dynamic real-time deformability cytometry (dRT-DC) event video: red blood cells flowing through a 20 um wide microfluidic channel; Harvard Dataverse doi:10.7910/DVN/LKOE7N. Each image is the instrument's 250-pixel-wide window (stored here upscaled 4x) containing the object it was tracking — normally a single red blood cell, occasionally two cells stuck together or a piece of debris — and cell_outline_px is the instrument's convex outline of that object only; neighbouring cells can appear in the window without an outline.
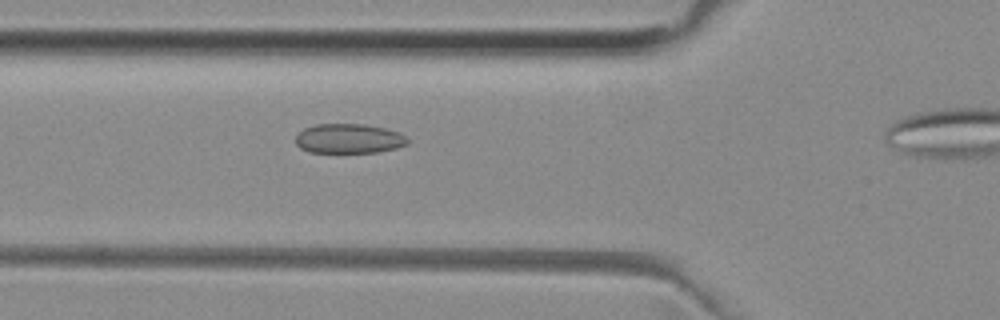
{"species": "common noctule bat (a hibernating species)", "species_latin": "Nyctalus noctula", "temperature_condition": "room temperature", "stored_images_in_passage": 14, "camera_frame_rate_fps": 3000, "um_per_image_px": 0.085, "animal": {"sex": "female", "body_mass_g": 29.2, "forearm_length_mm": 56.3}, "frame": {"image": 1, "passage_image": 7, "time_ms": 2.0, "image_size_px": [1000, 320], "cell_outline_px": [[408, 144], [396, 148], [376, 152], [308, 152], [300, 148], [296, 144], [296, 136], [304, 128], [316, 124], [364, 124], [384, 128], [400, 132], [408, 140]], "centroid_in_image_um": [29.65, 11.78], "position_along_channel_um": 96.2, "area_um2": 19.25}}
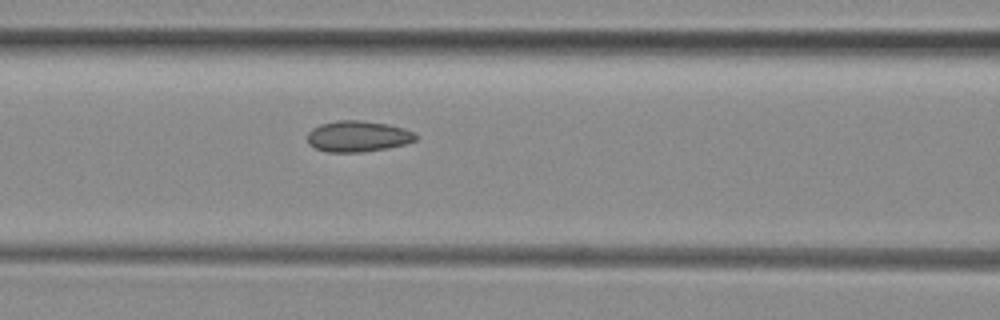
{"frame": {"image": 2, "passage_image": 10, "time_ms": 3.0, "image_size_px": [1000, 320], "cell_outline_px": [[420, 136], [416, 140], [404, 144], [364, 152], [328, 152], [316, 148], [308, 144], [308, 132], [312, 128], [320, 124], [336, 120], [364, 120], [388, 124], [404, 128]], "centroid_in_image_um": [30.41, 11.57], "position_along_channel_um": 136.2, "area_um2": 19.65}}
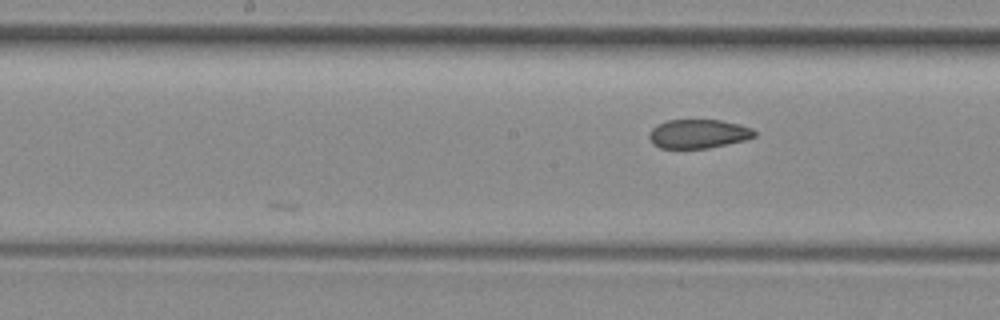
{"frame": {"image": 3, "passage_image": 14, "time_ms": 4.333, "image_size_px": [1000, 320], "cell_outline_px": [[756, 136], [744, 140], [708, 148], [660, 148], [652, 144], [648, 136], [652, 128], [668, 120], [720, 120], [740, 124], [752, 128], [756, 132]], "centroid_in_image_um": [59.36, 11.37], "position_along_channel_um": 188.8, "area_um2": 17.69}}